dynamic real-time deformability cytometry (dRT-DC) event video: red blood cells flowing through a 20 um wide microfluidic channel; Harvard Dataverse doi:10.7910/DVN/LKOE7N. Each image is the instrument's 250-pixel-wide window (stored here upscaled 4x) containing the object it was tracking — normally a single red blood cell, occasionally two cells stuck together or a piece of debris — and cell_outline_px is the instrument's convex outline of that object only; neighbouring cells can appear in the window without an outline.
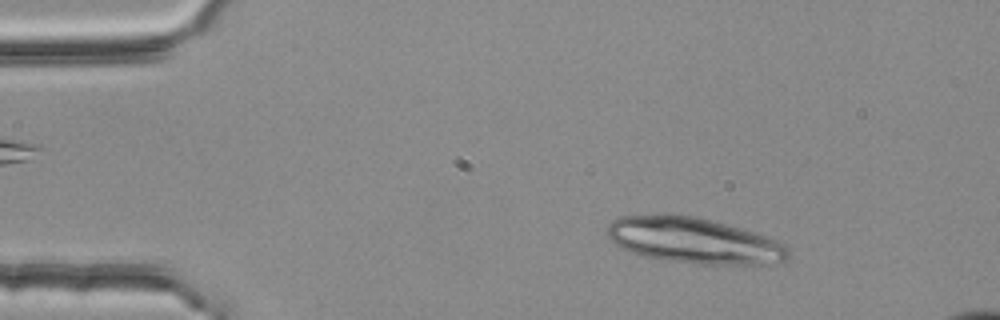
{"species": "common noctule bat (a hibernating species)", "species_latin": "Nyctalus noctula", "temperature_condition": "room temperature", "stored_images_in_passage": 16, "camera_frame_rate_fps": 3000, "um_per_image_px": 0.085, "animal": {"sex": "female", "body_mass_g": 25.1}, "frame": {"image": 1, "passage_image": 7, "time_ms": 2.0, "image_size_px": [1000, 320], "cell_outline_px": [[788, 256], [784, 260], [764, 264], [696, 264], [664, 260], [640, 256], [628, 252], [612, 244], [608, 236], [608, 224], [612, 220], [620, 216], [664, 212], [672, 212], [696, 216], [740, 228], [764, 236], [784, 244], [788, 248]], "centroid_in_image_um": [58.84, 20.42], "position_along_channel_um": 26.2, "area_um2": 48.96}}